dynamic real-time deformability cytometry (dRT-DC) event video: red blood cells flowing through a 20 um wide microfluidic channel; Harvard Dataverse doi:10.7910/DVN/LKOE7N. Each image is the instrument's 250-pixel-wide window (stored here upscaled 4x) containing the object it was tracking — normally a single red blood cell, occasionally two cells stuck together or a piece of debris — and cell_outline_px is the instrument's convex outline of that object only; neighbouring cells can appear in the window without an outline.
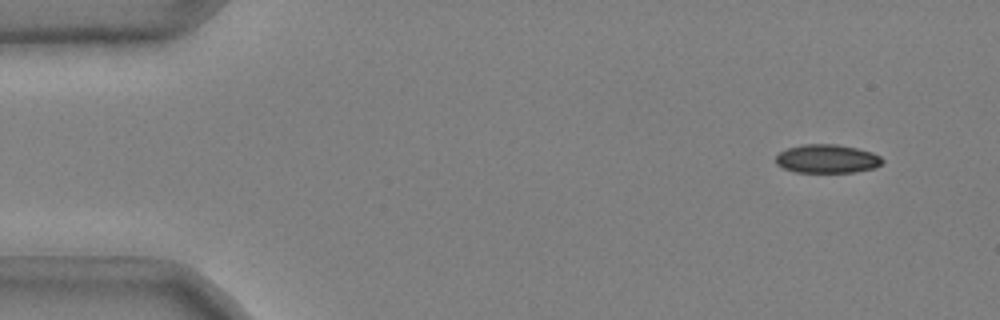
{"species": "common noctule bat (a hibernating species)", "species_latin": "Nyctalus noctula", "temperature_condition": "cold", "stored_images_in_passage": 47, "camera_frame_rate_fps": 3000, "um_per_image_px": 0.085, "animal": {"sex": "male", "body_mass_g": 20.4}, "frame": {"image": 1, "passage_image": 1, "time_ms": 0.0, "image_size_px": [1000, 320], "cell_outline_px": [[884, 160], [876, 168], [856, 172], [796, 172], [784, 168], [776, 164], [776, 156], [780, 152], [788, 148], [804, 144], [836, 144], [856, 148], [872, 152], [880, 156]], "centroid_in_image_um": [70.32, 13.5], "position_along_channel_um": 14.7, "area_um2": 17.74}}
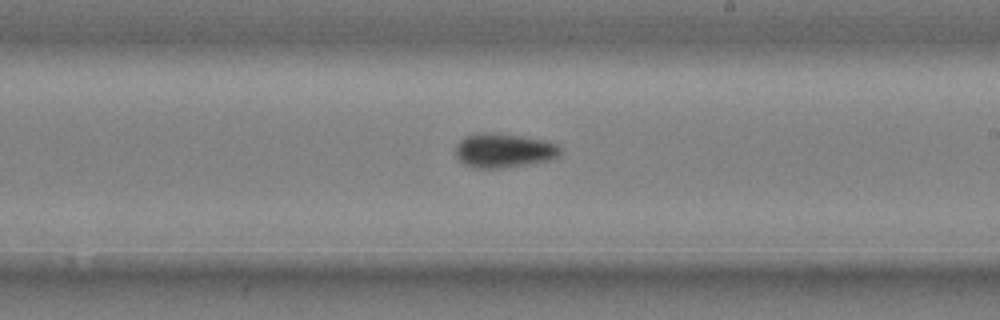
{"frame": {"image": 2, "passage_image": 28, "time_ms": 9.0, "image_size_px": [1000, 320], "cell_outline_px": [[560, 152], [552, 160], [500, 168], [476, 168], [464, 164], [456, 156], [456, 144], [464, 136], [472, 132], [492, 132], [520, 136], [544, 140], [556, 144], [560, 148]], "centroid_in_image_um": [42.77, 12.77], "position_along_channel_um": 246.2, "area_um2": 20.92}}
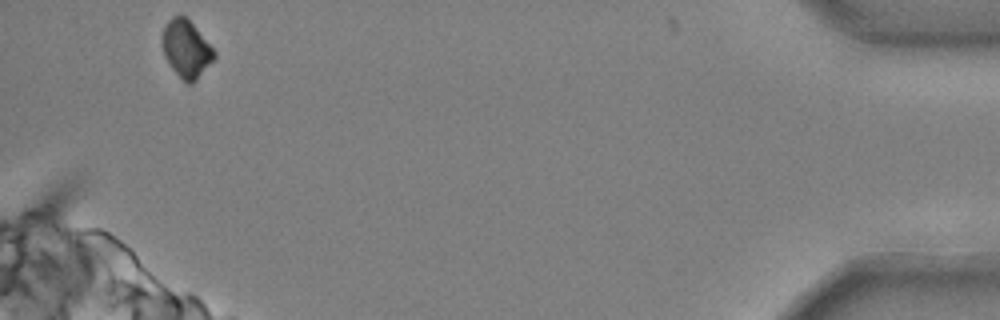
{"frame": {"image": 3, "passage_image": 47, "time_ms": 15.333, "image_size_px": [1000, 320], "cell_outline_px": [[216, 56], [196, 80], [192, 84], [188, 84], [172, 68], [164, 56], [164, 28], [168, 20], [172, 16], [180, 12], [192, 24], [216, 52]], "centroid_in_image_um": [15.84, 4.14], "position_along_channel_um": 419.4, "area_um2": 16.82}, "authors_computed_cell_mechanics": {"area_um2": 19.363, "velocity_mm_per_s": 3.7018, "shape_relaxation_time_tau1_ms": 7.6149, "shape_relaxation_time_tau2_ms": null, "deformation_change_tau1": 0.1522, "deformation_change_tau2": null}}